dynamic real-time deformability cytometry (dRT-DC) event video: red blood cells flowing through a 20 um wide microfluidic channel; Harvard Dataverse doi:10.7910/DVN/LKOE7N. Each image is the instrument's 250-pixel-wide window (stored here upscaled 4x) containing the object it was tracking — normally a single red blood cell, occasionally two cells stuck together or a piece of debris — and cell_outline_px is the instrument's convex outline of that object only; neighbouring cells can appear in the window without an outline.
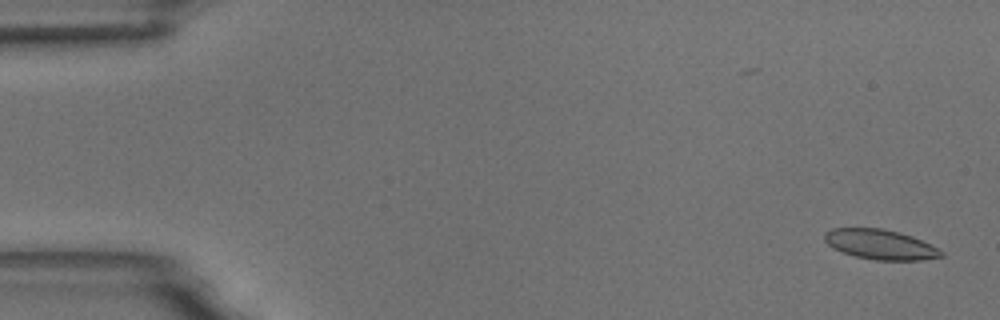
{"species": "common noctule bat (a hibernating species)", "species_latin": "Nyctalus noctula", "temperature_condition": "room temperature", "stored_images_in_passage": 5, "camera_frame_rate_fps": 3000, "um_per_image_px": 0.085, "animal": {"sex": "male", "body_mass_g": 18.8}, "frame": {"image": 1, "passage_image": 1, "time_ms": 0.0, "image_size_px": [1000, 320], "cell_outline_px": [[944, 256], [920, 260], [876, 260], [856, 256], [832, 248], [824, 240], [824, 232], [832, 228], [884, 228], [900, 232], [912, 236], [944, 252]], "centroid_in_image_um": [74.8, 20.77], "position_along_channel_um": 10.2, "area_um2": 20.23}}
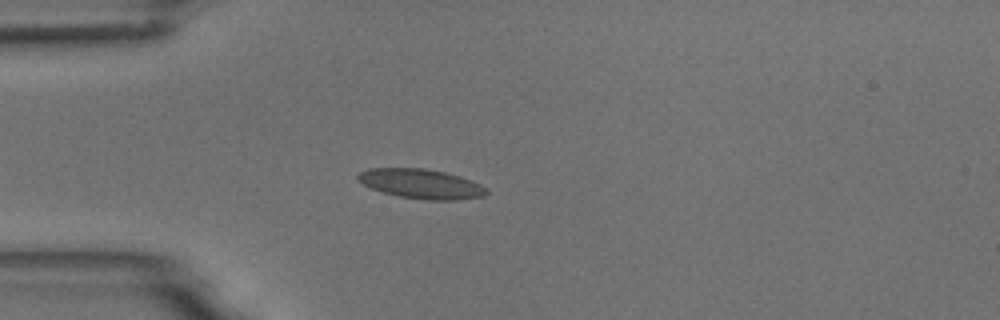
{"frame": {"image": 2, "passage_image": 4, "time_ms": 4.333, "image_size_px": [1000, 320], "cell_outline_px": [[488, 192], [484, 196], [456, 200], [428, 200], [400, 196], [384, 192], [372, 188], [364, 184], [356, 176], [360, 172], [368, 168], [424, 168], [444, 172], [460, 176], [480, 184], [488, 188]], "centroid_in_image_um": [35.83, 15.62], "position_along_channel_um": 49.2, "area_um2": 21.96}}